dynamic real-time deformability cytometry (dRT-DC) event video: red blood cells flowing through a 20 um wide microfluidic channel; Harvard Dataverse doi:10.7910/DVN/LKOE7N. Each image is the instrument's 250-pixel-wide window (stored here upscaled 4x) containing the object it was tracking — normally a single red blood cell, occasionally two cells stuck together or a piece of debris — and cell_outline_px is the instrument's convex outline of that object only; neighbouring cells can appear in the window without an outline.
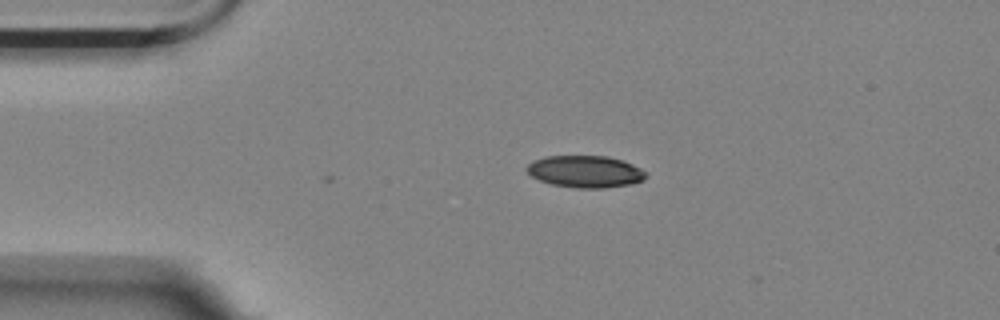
{"species": "Egyptian fruit bat (a non-hibernating species)", "species_latin": "Rousettus aegyptiacus", "temperature_condition": "room temperature", "stored_images_in_passage": 2, "camera_frame_rate_fps": 3000, "um_per_image_px": 0.085, "animal": {"sex": "female"}, "frame": {"image": 1, "passage_image": 1, "time_ms": 0.0, "image_size_px": [1000, 320], "cell_outline_px": [[648, 176], [644, 180], [632, 184], [604, 188], [576, 188], [552, 184], [540, 180], [532, 176], [524, 168], [532, 160], [548, 156], [608, 156], [632, 164], [648, 172]], "centroid_in_image_um": [49.77, 14.58], "position_along_channel_um": 35.2, "area_um2": 22.31}}